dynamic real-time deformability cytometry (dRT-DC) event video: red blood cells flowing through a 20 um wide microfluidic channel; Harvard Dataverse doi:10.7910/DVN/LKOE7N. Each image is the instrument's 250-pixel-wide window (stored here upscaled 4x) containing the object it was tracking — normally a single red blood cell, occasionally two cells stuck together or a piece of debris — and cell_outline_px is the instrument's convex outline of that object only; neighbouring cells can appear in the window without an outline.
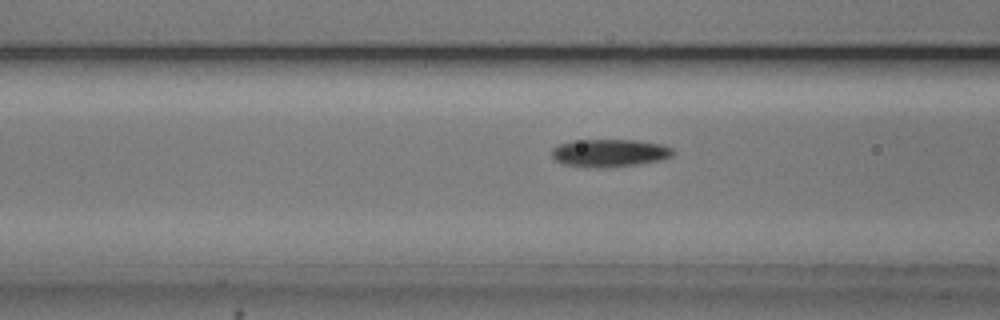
{"species": "common noctule bat (a hibernating species)", "species_latin": "Nyctalus noctula", "temperature_condition": "cold", "stored_images_in_passage": 16, "camera_frame_rate_fps": 3000, "um_per_image_px": 0.085, "animal": {"sex": "male", "body_mass_g": 20.5, "forearm_length_mm": 52.5}, "frame": {"image": 1, "passage_image": 14, "time_ms": 4.333, "image_size_px": [1000, 320], "cell_outline_px": [[676, 152], [672, 156], [660, 160], [640, 164], [608, 168], [588, 168], [564, 164], [556, 160], [552, 156], [552, 148], [560, 144], [572, 140], [636, 140], [664, 144], [672, 148]], "centroid_in_image_um": [51.84, 13.01], "position_along_channel_um": 114.8, "area_um2": 19.94}}